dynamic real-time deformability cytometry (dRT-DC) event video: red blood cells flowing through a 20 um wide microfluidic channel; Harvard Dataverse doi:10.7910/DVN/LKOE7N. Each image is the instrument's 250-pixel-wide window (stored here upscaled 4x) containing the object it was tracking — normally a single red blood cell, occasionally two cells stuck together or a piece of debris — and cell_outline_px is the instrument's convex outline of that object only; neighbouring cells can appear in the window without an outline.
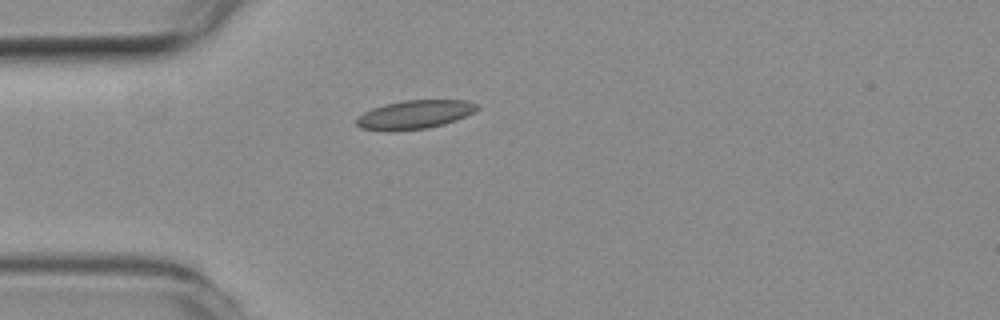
{"species": "common noctule bat (a hibernating species)", "species_latin": "Nyctalus noctula", "temperature_condition": "room temperature", "stored_images_in_passage": 2, "camera_frame_rate_fps": 3000, "um_per_image_px": 0.085, "animal": {"sex": "female", "body_mass_g": 19.3, "forearm_length_mm": 54.1}, "frame": {"image": 1, "passage_image": 1, "time_ms": 0.0, "image_size_px": [1000, 320], "cell_outline_px": [[480, 108], [456, 120], [444, 124], [428, 128], [388, 132], [360, 128], [356, 124], [356, 116], [372, 108], [384, 104], [404, 100], [464, 100], [480, 104]], "centroid_in_image_um": [35.21, 9.74], "position_along_channel_um": 49.8, "area_um2": 20.4}}